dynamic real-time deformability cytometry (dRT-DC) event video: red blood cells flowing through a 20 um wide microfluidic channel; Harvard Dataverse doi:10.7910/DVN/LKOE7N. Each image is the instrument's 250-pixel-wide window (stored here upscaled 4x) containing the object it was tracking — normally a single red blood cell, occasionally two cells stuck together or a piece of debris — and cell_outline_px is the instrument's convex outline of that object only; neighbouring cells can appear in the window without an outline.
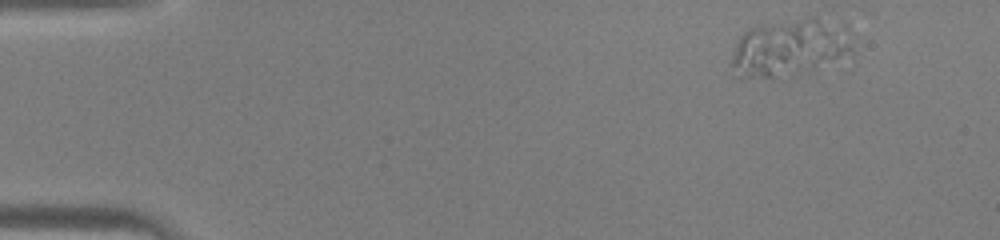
{"species": "human", "species_latin": "Homo sapiens", "temperature_condition": "warm", "stored_images_in_passage": 1, "camera_frame_rate_fps": 3000, "um_per_image_px": 0.085, "donor": {"sex": "male"}, "frame": {"image": 1, "passage_image": 1, "time_ms": 0.0, "image_size_px": [1000, 240], "cell_outline_px": [[856, 36], [852, 56], [816, 68], [772, 76], [732, 76], [732, 60], [736, 40], [748, 28], [756, 24], [816, 12], [844, 24]], "centroid_in_image_um": [67.28, 3.89], "position_along_channel_um": 17.7, "area_um2": 42.37}}